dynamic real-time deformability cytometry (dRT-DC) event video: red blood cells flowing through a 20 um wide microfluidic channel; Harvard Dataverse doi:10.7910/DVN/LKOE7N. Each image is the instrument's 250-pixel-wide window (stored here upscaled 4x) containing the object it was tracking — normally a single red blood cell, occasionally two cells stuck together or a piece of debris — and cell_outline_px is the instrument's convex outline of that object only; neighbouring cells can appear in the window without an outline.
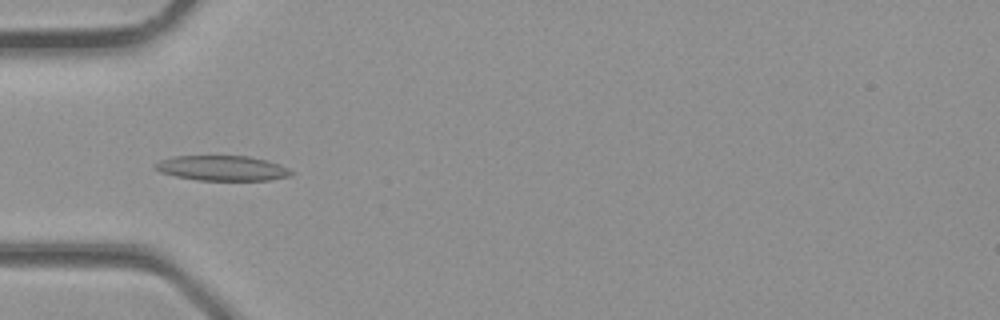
{"species": "common noctule bat (a hibernating species)", "species_latin": "Nyctalus noctula", "temperature_condition": "room temperature", "stored_images_in_passage": 32, "camera_frame_rate_fps": 3000, "um_per_image_px": 0.085, "animal": {"sex": "male", "body_mass_g": 23.1, "forearm_length_mm": 52.7}, "frame": {"image": 1, "passage_image": 8, "time_ms": 2.333, "image_size_px": [1000, 320], "cell_outline_px": [[296, 172], [292, 176], [272, 180], [196, 180], [176, 176], [160, 172], [152, 168], [152, 164], [160, 160], [176, 156], [248, 156], [280, 164]], "centroid_in_image_um": [18.9, 14.3], "position_along_channel_um": 66.1, "area_um2": 20.06}}
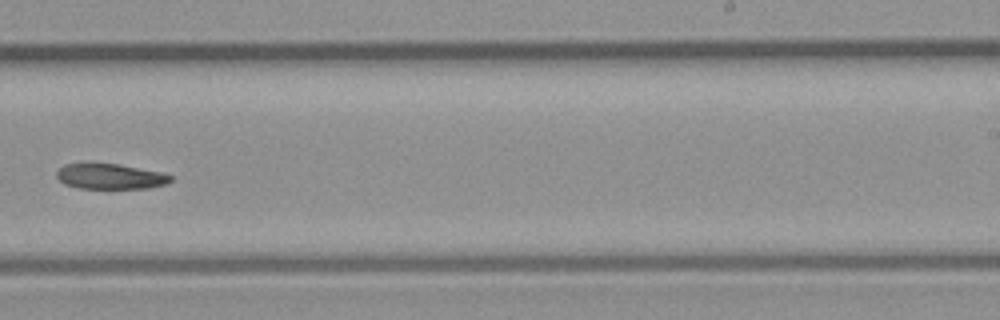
{"frame": {"image": 2, "passage_image": 19, "time_ms": 6.0, "image_size_px": [1000, 320], "cell_outline_px": [[172, 180], [164, 184], [148, 188], [76, 188], [64, 184], [56, 176], [56, 172], [64, 164], [84, 160], [92, 160], [116, 164], [160, 172], [172, 176]], "centroid_in_image_um": [9.25, 14.95], "position_along_channel_um": 279.7, "area_um2": 17.4}}
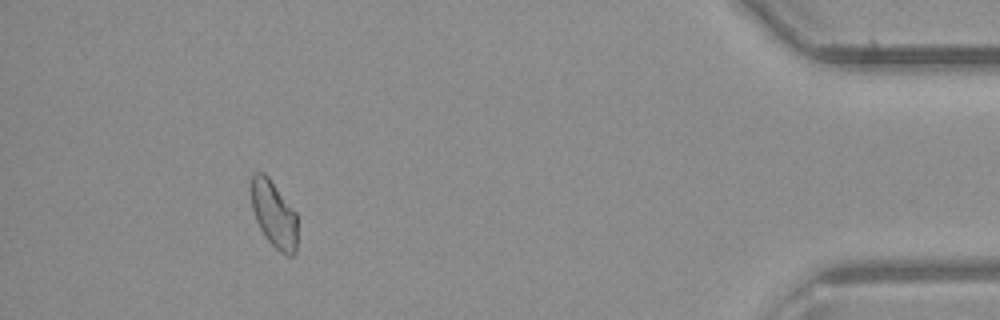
{"frame": {"image": 3, "passage_image": 29, "time_ms": 9.333, "image_size_px": [1000, 320], "cell_outline_px": [[296, 252], [292, 256], [288, 256], [280, 252], [268, 240], [260, 228], [256, 220], [252, 208], [252, 176], [256, 172], [264, 172], [268, 176], [296, 212]], "centroid_in_image_um": [23.29, 18.21], "position_along_channel_um": 411.9, "area_um2": 17.69}}